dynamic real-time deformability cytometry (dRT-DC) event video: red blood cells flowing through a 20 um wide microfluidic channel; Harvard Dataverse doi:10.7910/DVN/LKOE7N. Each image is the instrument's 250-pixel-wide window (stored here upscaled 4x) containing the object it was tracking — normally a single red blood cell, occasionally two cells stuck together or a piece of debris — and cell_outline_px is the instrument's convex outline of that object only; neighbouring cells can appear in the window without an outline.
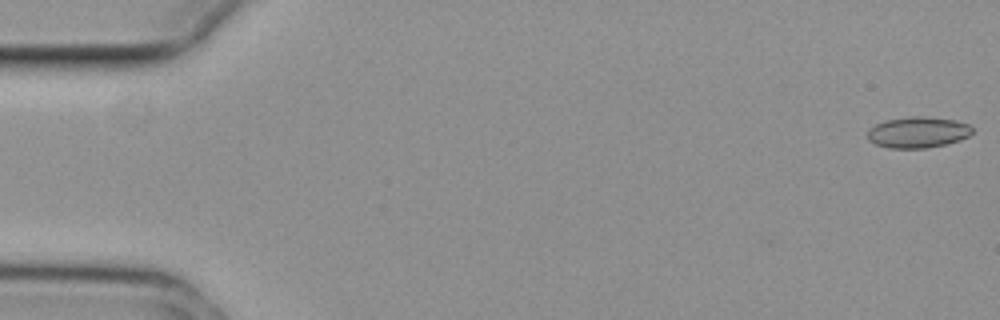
{"species": "common noctule bat (a hibernating species)", "species_latin": "Nyctalus noctula", "temperature_condition": "cold", "stored_images_in_passage": 55, "camera_frame_rate_fps": 3000, "um_per_image_px": 0.085, "animal": {"sex": "female", "body_mass_g": 29.2, "forearm_length_mm": 56.3}, "frame": {"image": 1, "passage_image": 1, "time_ms": 0.0, "image_size_px": [1000, 320], "cell_outline_px": [[972, 132], [968, 136], [960, 140], [944, 144], [924, 148], [888, 148], [876, 144], [868, 140], [868, 128], [884, 120], [912, 116], [920, 116], [956, 120], [968, 124], [972, 128]], "centroid_in_image_um": [77.99, 11.24], "position_along_channel_um": 7.0, "area_um2": 18.9}}
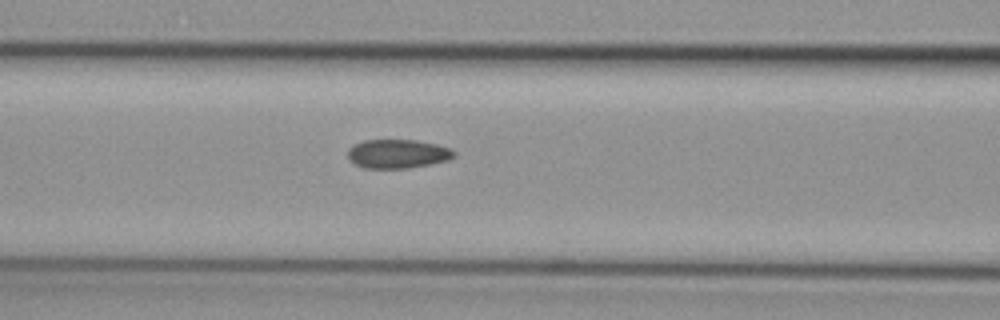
{"frame": {"image": 2, "passage_image": 23, "time_ms": 7.333, "image_size_px": [1000, 320], "cell_outline_px": [[456, 156], [448, 160], [432, 164], [408, 168], [364, 168], [348, 160], [348, 148], [352, 144], [364, 140], [416, 140], [436, 144], [452, 148], [456, 152]], "centroid_in_image_um": [33.81, 13.07], "position_along_channel_um": 132.8, "area_um2": 18.15}}
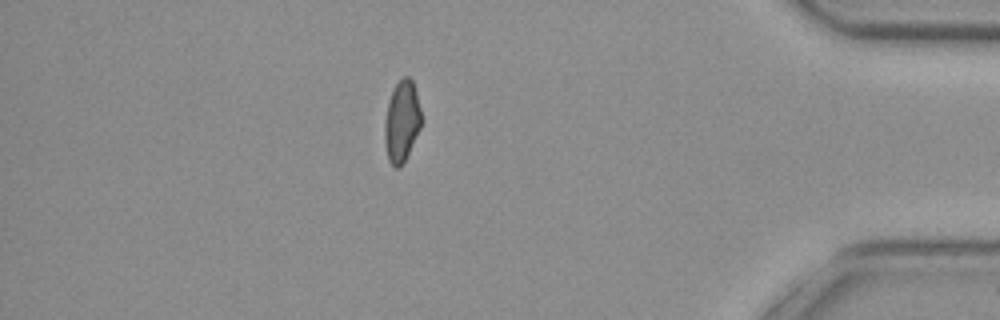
{"frame": {"image": 3, "passage_image": 48, "time_ms": 15.667, "image_size_px": [1000, 320], "cell_outline_px": [[420, 128], [404, 164], [400, 168], [396, 168], [388, 160], [384, 140], [384, 124], [388, 104], [392, 92], [396, 84], [404, 76], [408, 76], [412, 80], [416, 92], [420, 108]], "centroid_in_image_um": [34.14, 10.36], "position_along_channel_um": 401.1, "area_um2": 17.22}, "authors_computed_cell_mechanics": {"area_um2": 18.3226, "velocity_mm_per_s": 3.7367, "shape_relaxation_time_tau1_ms": null, "shape_relaxation_time_tau2_ms": 3.7217, "deformation_change_tau1": null, "deformation_change_tau2": 0.0648}}